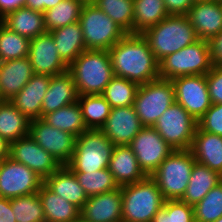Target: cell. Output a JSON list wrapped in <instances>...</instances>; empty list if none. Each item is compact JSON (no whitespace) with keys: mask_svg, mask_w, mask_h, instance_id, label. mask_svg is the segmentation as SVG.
Wrapping results in <instances>:
<instances>
[{"mask_svg":"<svg viewBox=\"0 0 222 222\" xmlns=\"http://www.w3.org/2000/svg\"><path fill=\"white\" fill-rule=\"evenodd\" d=\"M114 75L142 85L159 77V61L142 34H126L109 50Z\"/></svg>","mask_w":222,"mask_h":222,"instance_id":"6da1fadb","label":"cell"},{"mask_svg":"<svg viewBox=\"0 0 222 222\" xmlns=\"http://www.w3.org/2000/svg\"><path fill=\"white\" fill-rule=\"evenodd\" d=\"M78 95L102 94L115 76L107 50H85L69 66Z\"/></svg>","mask_w":222,"mask_h":222,"instance_id":"7a4b0ae2","label":"cell"},{"mask_svg":"<svg viewBox=\"0 0 222 222\" xmlns=\"http://www.w3.org/2000/svg\"><path fill=\"white\" fill-rule=\"evenodd\" d=\"M142 35L158 61L199 40L187 15H168Z\"/></svg>","mask_w":222,"mask_h":222,"instance_id":"3957f363","label":"cell"},{"mask_svg":"<svg viewBox=\"0 0 222 222\" xmlns=\"http://www.w3.org/2000/svg\"><path fill=\"white\" fill-rule=\"evenodd\" d=\"M122 222H151L165 199L156 182L149 176L121 187Z\"/></svg>","mask_w":222,"mask_h":222,"instance_id":"277c9868","label":"cell"},{"mask_svg":"<svg viewBox=\"0 0 222 222\" xmlns=\"http://www.w3.org/2000/svg\"><path fill=\"white\" fill-rule=\"evenodd\" d=\"M209 42L197 40L159 61V77L172 80L180 76L206 75L213 67Z\"/></svg>","mask_w":222,"mask_h":222,"instance_id":"5b68a950","label":"cell"},{"mask_svg":"<svg viewBox=\"0 0 222 222\" xmlns=\"http://www.w3.org/2000/svg\"><path fill=\"white\" fill-rule=\"evenodd\" d=\"M114 145L101 129H87L75 141L67 166L73 172H92L109 167Z\"/></svg>","mask_w":222,"mask_h":222,"instance_id":"8992f818","label":"cell"},{"mask_svg":"<svg viewBox=\"0 0 222 222\" xmlns=\"http://www.w3.org/2000/svg\"><path fill=\"white\" fill-rule=\"evenodd\" d=\"M195 158L191 150H173L150 176L165 200L181 199L188 186Z\"/></svg>","mask_w":222,"mask_h":222,"instance_id":"52a82bcc","label":"cell"},{"mask_svg":"<svg viewBox=\"0 0 222 222\" xmlns=\"http://www.w3.org/2000/svg\"><path fill=\"white\" fill-rule=\"evenodd\" d=\"M79 24L86 50H109L127 33L93 3L83 5Z\"/></svg>","mask_w":222,"mask_h":222,"instance_id":"ba28073f","label":"cell"},{"mask_svg":"<svg viewBox=\"0 0 222 222\" xmlns=\"http://www.w3.org/2000/svg\"><path fill=\"white\" fill-rule=\"evenodd\" d=\"M175 102L171 80H157L139 85L134 100L136 114L144 127H153L157 119Z\"/></svg>","mask_w":222,"mask_h":222,"instance_id":"9c48e42d","label":"cell"},{"mask_svg":"<svg viewBox=\"0 0 222 222\" xmlns=\"http://www.w3.org/2000/svg\"><path fill=\"white\" fill-rule=\"evenodd\" d=\"M197 121L176 101L162 113L153 128L174 150L191 149Z\"/></svg>","mask_w":222,"mask_h":222,"instance_id":"30bf717a","label":"cell"},{"mask_svg":"<svg viewBox=\"0 0 222 222\" xmlns=\"http://www.w3.org/2000/svg\"><path fill=\"white\" fill-rule=\"evenodd\" d=\"M43 179L22 163L10 157L0 162V196L15 198L40 190Z\"/></svg>","mask_w":222,"mask_h":222,"instance_id":"8fae6325","label":"cell"},{"mask_svg":"<svg viewBox=\"0 0 222 222\" xmlns=\"http://www.w3.org/2000/svg\"><path fill=\"white\" fill-rule=\"evenodd\" d=\"M129 146L149 177L174 150L153 127H143Z\"/></svg>","mask_w":222,"mask_h":222,"instance_id":"7c38bea8","label":"cell"},{"mask_svg":"<svg viewBox=\"0 0 222 222\" xmlns=\"http://www.w3.org/2000/svg\"><path fill=\"white\" fill-rule=\"evenodd\" d=\"M29 135L62 165H67L75 148L76 137L49 125L42 118L30 120Z\"/></svg>","mask_w":222,"mask_h":222,"instance_id":"4fadbf2b","label":"cell"},{"mask_svg":"<svg viewBox=\"0 0 222 222\" xmlns=\"http://www.w3.org/2000/svg\"><path fill=\"white\" fill-rule=\"evenodd\" d=\"M175 101L196 121L212 106L205 75L180 76L171 80Z\"/></svg>","mask_w":222,"mask_h":222,"instance_id":"5bb4252c","label":"cell"},{"mask_svg":"<svg viewBox=\"0 0 222 222\" xmlns=\"http://www.w3.org/2000/svg\"><path fill=\"white\" fill-rule=\"evenodd\" d=\"M9 157L26 165L43 180L57 171L59 162L27 135L9 144Z\"/></svg>","mask_w":222,"mask_h":222,"instance_id":"9a60e30c","label":"cell"},{"mask_svg":"<svg viewBox=\"0 0 222 222\" xmlns=\"http://www.w3.org/2000/svg\"><path fill=\"white\" fill-rule=\"evenodd\" d=\"M28 58L34 74L53 76L68 70V65L58 54L50 32L30 39Z\"/></svg>","mask_w":222,"mask_h":222,"instance_id":"2e32d148","label":"cell"},{"mask_svg":"<svg viewBox=\"0 0 222 222\" xmlns=\"http://www.w3.org/2000/svg\"><path fill=\"white\" fill-rule=\"evenodd\" d=\"M143 127L134 106H128L111 108L101 130L114 146H122L130 145Z\"/></svg>","mask_w":222,"mask_h":222,"instance_id":"e0dca14e","label":"cell"},{"mask_svg":"<svg viewBox=\"0 0 222 222\" xmlns=\"http://www.w3.org/2000/svg\"><path fill=\"white\" fill-rule=\"evenodd\" d=\"M80 216L89 222H122L121 187L88 197Z\"/></svg>","mask_w":222,"mask_h":222,"instance_id":"ac0fdd59","label":"cell"},{"mask_svg":"<svg viewBox=\"0 0 222 222\" xmlns=\"http://www.w3.org/2000/svg\"><path fill=\"white\" fill-rule=\"evenodd\" d=\"M187 16L200 40L209 41L222 31V3L217 0L194 2Z\"/></svg>","mask_w":222,"mask_h":222,"instance_id":"d6986e66","label":"cell"},{"mask_svg":"<svg viewBox=\"0 0 222 222\" xmlns=\"http://www.w3.org/2000/svg\"><path fill=\"white\" fill-rule=\"evenodd\" d=\"M50 79V75L34 74L10 102L30 120L42 118V101Z\"/></svg>","mask_w":222,"mask_h":222,"instance_id":"ffe728a7","label":"cell"},{"mask_svg":"<svg viewBox=\"0 0 222 222\" xmlns=\"http://www.w3.org/2000/svg\"><path fill=\"white\" fill-rule=\"evenodd\" d=\"M34 71L28 57L0 62V97L11 101L24 88Z\"/></svg>","mask_w":222,"mask_h":222,"instance_id":"44dd1931","label":"cell"},{"mask_svg":"<svg viewBox=\"0 0 222 222\" xmlns=\"http://www.w3.org/2000/svg\"><path fill=\"white\" fill-rule=\"evenodd\" d=\"M108 169L119 187L139 182L147 177L129 145L113 147Z\"/></svg>","mask_w":222,"mask_h":222,"instance_id":"7402d4cb","label":"cell"},{"mask_svg":"<svg viewBox=\"0 0 222 222\" xmlns=\"http://www.w3.org/2000/svg\"><path fill=\"white\" fill-rule=\"evenodd\" d=\"M78 101L73 76L67 70L64 73L51 76L48 90L42 101V118L66 105Z\"/></svg>","mask_w":222,"mask_h":222,"instance_id":"603a6c76","label":"cell"},{"mask_svg":"<svg viewBox=\"0 0 222 222\" xmlns=\"http://www.w3.org/2000/svg\"><path fill=\"white\" fill-rule=\"evenodd\" d=\"M190 150L196 163L222 175V136L202 131L197 126Z\"/></svg>","mask_w":222,"mask_h":222,"instance_id":"cb8c5ba5","label":"cell"},{"mask_svg":"<svg viewBox=\"0 0 222 222\" xmlns=\"http://www.w3.org/2000/svg\"><path fill=\"white\" fill-rule=\"evenodd\" d=\"M43 184L52 192L63 197L81 209L88 196L80 185L74 172L67 166L62 165L57 171L43 180Z\"/></svg>","mask_w":222,"mask_h":222,"instance_id":"d4e9b609","label":"cell"},{"mask_svg":"<svg viewBox=\"0 0 222 222\" xmlns=\"http://www.w3.org/2000/svg\"><path fill=\"white\" fill-rule=\"evenodd\" d=\"M2 23L28 39L47 32L43 13L26 7H20L15 11L7 13L2 18Z\"/></svg>","mask_w":222,"mask_h":222,"instance_id":"484cf974","label":"cell"},{"mask_svg":"<svg viewBox=\"0 0 222 222\" xmlns=\"http://www.w3.org/2000/svg\"><path fill=\"white\" fill-rule=\"evenodd\" d=\"M61 59L69 66L86 50L79 22L50 31Z\"/></svg>","mask_w":222,"mask_h":222,"instance_id":"4316f807","label":"cell"},{"mask_svg":"<svg viewBox=\"0 0 222 222\" xmlns=\"http://www.w3.org/2000/svg\"><path fill=\"white\" fill-rule=\"evenodd\" d=\"M222 181V175L209 167L195 163L191 171L188 186L181 201L194 206Z\"/></svg>","mask_w":222,"mask_h":222,"instance_id":"83f0119b","label":"cell"},{"mask_svg":"<svg viewBox=\"0 0 222 222\" xmlns=\"http://www.w3.org/2000/svg\"><path fill=\"white\" fill-rule=\"evenodd\" d=\"M46 222H73L80 216V209L73 203L49 190L44 184L38 191Z\"/></svg>","mask_w":222,"mask_h":222,"instance_id":"f1b7e54d","label":"cell"},{"mask_svg":"<svg viewBox=\"0 0 222 222\" xmlns=\"http://www.w3.org/2000/svg\"><path fill=\"white\" fill-rule=\"evenodd\" d=\"M30 119L10 101L0 103V136L8 143L29 135Z\"/></svg>","mask_w":222,"mask_h":222,"instance_id":"f546056e","label":"cell"},{"mask_svg":"<svg viewBox=\"0 0 222 222\" xmlns=\"http://www.w3.org/2000/svg\"><path fill=\"white\" fill-rule=\"evenodd\" d=\"M42 119L49 125L69 132L76 138L87 130L78 101L46 114Z\"/></svg>","mask_w":222,"mask_h":222,"instance_id":"4dcf8cb0","label":"cell"},{"mask_svg":"<svg viewBox=\"0 0 222 222\" xmlns=\"http://www.w3.org/2000/svg\"><path fill=\"white\" fill-rule=\"evenodd\" d=\"M168 15L163 0H134L133 34H142Z\"/></svg>","mask_w":222,"mask_h":222,"instance_id":"1f68e13d","label":"cell"},{"mask_svg":"<svg viewBox=\"0 0 222 222\" xmlns=\"http://www.w3.org/2000/svg\"><path fill=\"white\" fill-rule=\"evenodd\" d=\"M83 120L87 129H101L110 115L111 106L101 95H78Z\"/></svg>","mask_w":222,"mask_h":222,"instance_id":"d6a6232c","label":"cell"},{"mask_svg":"<svg viewBox=\"0 0 222 222\" xmlns=\"http://www.w3.org/2000/svg\"><path fill=\"white\" fill-rule=\"evenodd\" d=\"M84 3L75 0H63L55 7L43 12L47 32L79 21Z\"/></svg>","mask_w":222,"mask_h":222,"instance_id":"836d02e7","label":"cell"},{"mask_svg":"<svg viewBox=\"0 0 222 222\" xmlns=\"http://www.w3.org/2000/svg\"><path fill=\"white\" fill-rule=\"evenodd\" d=\"M93 4L127 34H133L134 0H95Z\"/></svg>","mask_w":222,"mask_h":222,"instance_id":"e575fe53","label":"cell"},{"mask_svg":"<svg viewBox=\"0 0 222 222\" xmlns=\"http://www.w3.org/2000/svg\"><path fill=\"white\" fill-rule=\"evenodd\" d=\"M138 87L135 82L114 76L101 95L111 108L133 106Z\"/></svg>","mask_w":222,"mask_h":222,"instance_id":"d590c367","label":"cell"},{"mask_svg":"<svg viewBox=\"0 0 222 222\" xmlns=\"http://www.w3.org/2000/svg\"><path fill=\"white\" fill-rule=\"evenodd\" d=\"M30 39L0 23V62L28 57Z\"/></svg>","mask_w":222,"mask_h":222,"instance_id":"8d00e7d4","label":"cell"},{"mask_svg":"<svg viewBox=\"0 0 222 222\" xmlns=\"http://www.w3.org/2000/svg\"><path fill=\"white\" fill-rule=\"evenodd\" d=\"M74 174L88 197L120 188L108 168Z\"/></svg>","mask_w":222,"mask_h":222,"instance_id":"74e56055","label":"cell"},{"mask_svg":"<svg viewBox=\"0 0 222 222\" xmlns=\"http://www.w3.org/2000/svg\"><path fill=\"white\" fill-rule=\"evenodd\" d=\"M16 222H46L38 192L11 198Z\"/></svg>","mask_w":222,"mask_h":222,"instance_id":"f35d334b","label":"cell"},{"mask_svg":"<svg viewBox=\"0 0 222 222\" xmlns=\"http://www.w3.org/2000/svg\"><path fill=\"white\" fill-rule=\"evenodd\" d=\"M195 222H215L222 216V181L193 206Z\"/></svg>","mask_w":222,"mask_h":222,"instance_id":"ab89813d","label":"cell"},{"mask_svg":"<svg viewBox=\"0 0 222 222\" xmlns=\"http://www.w3.org/2000/svg\"><path fill=\"white\" fill-rule=\"evenodd\" d=\"M151 222H195L193 206L180 199L165 200Z\"/></svg>","mask_w":222,"mask_h":222,"instance_id":"60d3db41","label":"cell"},{"mask_svg":"<svg viewBox=\"0 0 222 222\" xmlns=\"http://www.w3.org/2000/svg\"><path fill=\"white\" fill-rule=\"evenodd\" d=\"M197 125L202 131L222 136V104H212Z\"/></svg>","mask_w":222,"mask_h":222,"instance_id":"b9f144b4","label":"cell"},{"mask_svg":"<svg viewBox=\"0 0 222 222\" xmlns=\"http://www.w3.org/2000/svg\"><path fill=\"white\" fill-rule=\"evenodd\" d=\"M205 76L212 104H222V66L214 65Z\"/></svg>","mask_w":222,"mask_h":222,"instance_id":"7bdbcfd3","label":"cell"},{"mask_svg":"<svg viewBox=\"0 0 222 222\" xmlns=\"http://www.w3.org/2000/svg\"><path fill=\"white\" fill-rule=\"evenodd\" d=\"M169 15H187L193 6V0H163Z\"/></svg>","mask_w":222,"mask_h":222,"instance_id":"ee69618b","label":"cell"},{"mask_svg":"<svg viewBox=\"0 0 222 222\" xmlns=\"http://www.w3.org/2000/svg\"><path fill=\"white\" fill-rule=\"evenodd\" d=\"M208 42L213 65L222 66V31Z\"/></svg>","mask_w":222,"mask_h":222,"instance_id":"f6af8a7d","label":"cell"},{"mask_svg":"<svg viewBox=\"0 0 222 222\" xmlns=\"http://www.w3.org/2000/svg\"><path fill=\"white\" fill-rule=\"evenodd\" d=\"M62 1L63 0H26L25 7L43 13L45 10L55 7Z\"/></svg>","mask_w":222,"mask_h":222,"instance_id":"bcb514c9","label":"cell"},{"mask_svg":"<svg viewBox=\"0 0 222 222\" xmlns=\"http://www.w3.org/2000/svg\"><path fill=\"white\" fill-rule=\"evenodd\" d=\"M0 222H16L11 199L0 196Z\"/></svg>","mask_w":222,"mask_h":222,"instance_id":"7dc6e473","label":"cell"},{"mask_svg":"<svg viewBox=\"0 0 222 222\" xmlns=\"http://www.w3.org/2000/svg\"><path fill=\"white\" fill-rule=\"evenodd\" d=\"M26 0H0V17L3 18L7 13L25 7Z\"/></svg>","mask_w":222,"mask_h":222,"instance_id":"c3c4849f","label":"cell"},{"mask_svg":"<svg viewBox=\"0 0 222 222\" xmlns=\"http://www.w3.org/2000/svg\"><path fill=\"white\" fill-rule=\"evenodd\" d=\"M9 157V144L0 136V162Z\"/></svg>","mask_w":222,"mask_h":222,"instance_id":"681fc988","label":"cell"},{"mask_svg":"<svg viewBox=\"0 0 222 222\" xmlns=\"http://www.w3.org/2000/svg\"><path fill=\"white\" fill-rule=\"evenodd\" d=\"M73 222H89L87 220H84L81 216H79L76 220H74Z\"/></svg>","mask_w":222,"mask_h":222,"instance_id":"f907efd6","label":"cell"},{"mask_svg":"<svg viewBox=\"0 0 222 222\" xmlns=\"http://www.w3.org/2000/svg\"><path fill=\"white\" fill-rule=\"evenodd\" d=\"M86 3H93L95 0H84Z\"/></svg>","mask_w":222,"mask_h":222,"instance_id":"816d5d0a","label":"cell"},{"mask_svg":"<svg viewBox=\"0 0 222 222\" xmlns=\"http://www.w3.org/2000/svg\"><path fill=\"white\" fill-rule=\"evenodd\" d=\"M215 222H222V216L219 217Z\"/></svg>","mask_w":222,"mask_h":222,"instance_id":"f5cc1de1","label":"cell"},{"mask_svg":"<svg viewBox=\"0 0 222 222\" xmlns=\"http://www.w3.org/2000/svg\"><path fill=\"white\" fill-rule=\"evenodd\" d=\"M75 1H82L84 4L86 3L84 0H75Z\"/></svg>","mask_w":222,"mask_h":222,"instance_id":"db71d44e","label":"cell"}]
</instances>
